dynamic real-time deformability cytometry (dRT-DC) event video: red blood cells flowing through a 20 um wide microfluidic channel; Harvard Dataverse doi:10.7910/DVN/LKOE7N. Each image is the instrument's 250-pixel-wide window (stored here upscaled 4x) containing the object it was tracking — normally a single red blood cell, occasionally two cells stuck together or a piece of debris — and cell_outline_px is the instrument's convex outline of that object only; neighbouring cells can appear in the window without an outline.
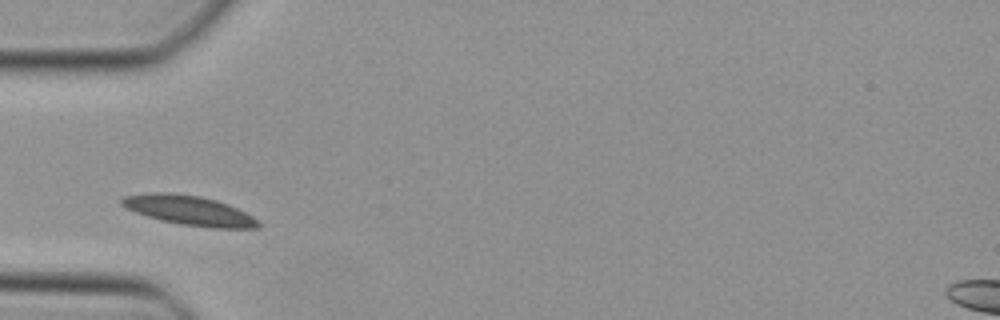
{"species": "Egyptian fruit bat (a non-hibernating species)", "species_latin": "Rousettus aegyptiacus", "temperature_condition": "cold", "stored_images_in_passage": 33, "camera_frame_rate_fps": 3000, "um_per_image_px": 0.085, "animal": {"sex": "female"}, "frame": {"image": 1, "passage_image": 1, "time_ms": 0.0, "image_size_px": [1000, 320], "cell_outline_px": [[260, 224], [256, 228], [212, 228], [180, 224], [160, 220], [136, 212], [120, 204], [120, 200], [124, 196], [152, 192], [168, 192], [200, 196], [216, 200], [228, 204], [252, 216]], "centroid_in_image_um": [16.06, 17.88], "position_along_channel_um": 68.9, "area_um2": 23.29}}
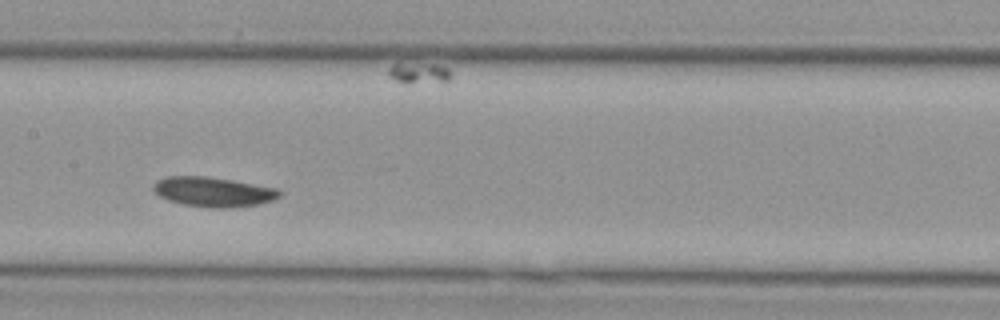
{"frame": {"image": 2, "passage_image": 10, "time_ms": 3.0, "image_size_px": [1000, 320], "cell_outline_px": [[284, 192], [280, 196], [272, 200], [256, 204], [232, 208], [212, 208], [184, 204], [168, 200], [160, 196], [152, 188], [152, 184], [156, 180], [168, 176], [208, 176], [280, 188]], "centroid_in_image_um": [18.16, 16.29], "position_along_channel_um": 189.2, "area_um2": 22.02}}
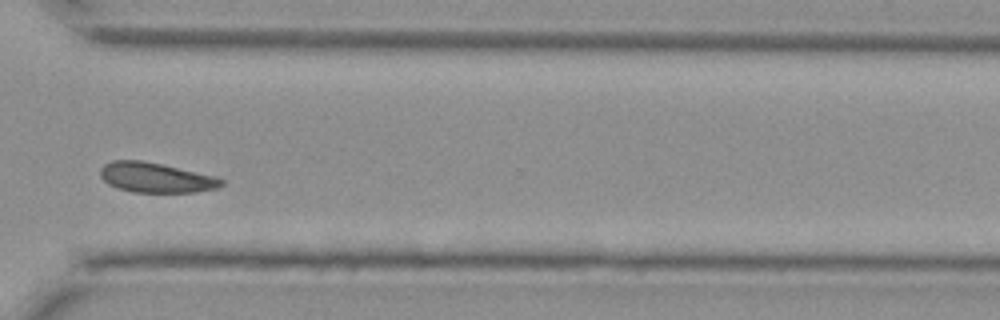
{"frame": {"image": 3, "passage_image": 22, "time_ms": 7.0, "image_size_px": [1000, 320], "cell_outline_px": [[224, 184], [216, 188], [196, 192], [132, 192], [116, 188], [108, 184], [100, 176], [100, 168], [104, 164], [112, 160], [144, 160], [216, 176], [224, 180]], "centroid_in_image_um": [13.23, 15.09], "position_along_channel_um": 357.4, "area_um2": 21.27}}